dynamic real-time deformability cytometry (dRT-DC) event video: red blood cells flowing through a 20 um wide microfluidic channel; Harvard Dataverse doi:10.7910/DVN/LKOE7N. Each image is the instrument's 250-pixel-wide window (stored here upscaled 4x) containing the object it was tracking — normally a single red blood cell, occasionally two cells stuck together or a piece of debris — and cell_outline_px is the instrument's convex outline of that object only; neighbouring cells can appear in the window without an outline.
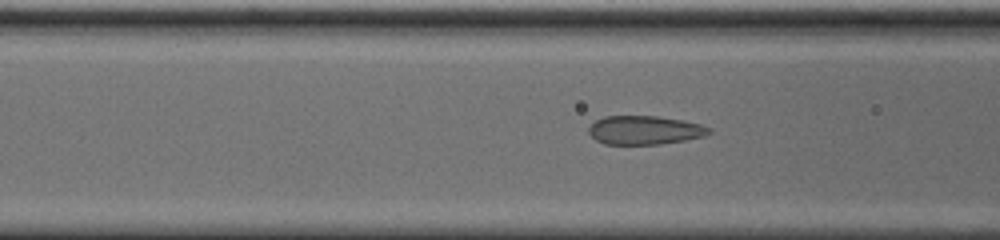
{"species": "common noctule bat (a hibernating species)", "species_latin": "Nyctalus noctula", "temperature_condition": "cold", "stored_images_in_passage": 13, "camera_frame_rate_fps": 3000, "um_per_image_px": 0.085, "animal": {"sex": "male", "body_mass_g": 20.0, "forearm_length_mm": 53.3}, "frame": {"image": 1, "passage_image": 10, "time_ms": 3.0, "image_size_px": [1000, 240], "cell_outline_px": [[712, 132], [700, 136], [684, 140], [660, 144], [604, 144], [596, 140], [588, 132], [588, 128], [596, 120], [604, 116], [656, 116], [680, 120], [700, 124], [712, 128]], "centroid_in_image_um": [54.77, 11.06], "position_along_channel_um": 111.8, "area_um2": 19.94}}